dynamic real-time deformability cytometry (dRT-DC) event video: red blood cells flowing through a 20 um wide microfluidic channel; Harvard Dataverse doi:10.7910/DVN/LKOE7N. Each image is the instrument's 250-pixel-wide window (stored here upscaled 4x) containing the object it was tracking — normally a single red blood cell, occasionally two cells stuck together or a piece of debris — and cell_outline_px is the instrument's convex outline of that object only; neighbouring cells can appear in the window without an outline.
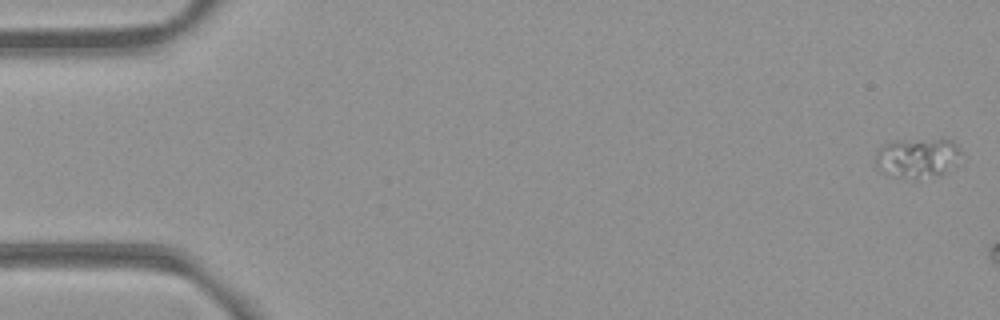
{"species": "common noctule bat (a hibernating species)", "species_latin": "Nyctalus noctula", "temperature_condition": "room temperature", "stored_images_in_passage": 4, "camera_frame_rate_fps": 3000, "um_per_image_px": 0.085, "animal": {"sex": "female", "body_mass_g": 21.9}, "frame": {"image": 1, "passage_image": 1, "time_ms": 0.0, "image_size_px": [1000, 320], "cell_outline_px": [[964, 152], [956, 164], [944, 172], [916, 180], [884, 172], [876, 168], [876, 152], [884, 144], [896, 140], [952, 140]], "centroid_in_image_um": [78.01, 13.4], "position_along_channel_um": 7.0, "area_um2": 19.65}}